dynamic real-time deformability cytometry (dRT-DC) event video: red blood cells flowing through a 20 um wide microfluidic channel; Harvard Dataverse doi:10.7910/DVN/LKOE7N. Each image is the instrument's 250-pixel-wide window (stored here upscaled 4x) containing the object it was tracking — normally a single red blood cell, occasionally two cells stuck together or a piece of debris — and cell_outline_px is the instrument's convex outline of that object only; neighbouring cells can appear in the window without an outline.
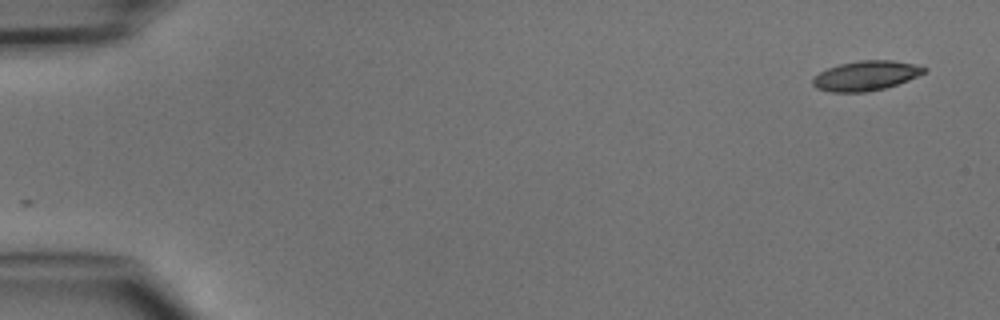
{"species": "common noctule bat (a hibernating species)", "species_latin": "Nyctalus noctula", "temperature_condition": "cold", "stored_images_in_passage": 6, "camera_frame_rate_fps": 3000, "um_per_image_px": 0.085, "animal": {"sex": "male", "body_mass_g": 15.6}, "frame": {"image": 1, "passage_image": 1, "time_ms": 0.0, "image_size_px": [1000, 320], "cell_outline_px": [[928, 68], [924, 72], [908, 80], [884, 88], [868, 92], [832, 92], [816, 88], [812, 84], [812, 76], [828, 68], [840, 64], [860, 60], [892, 60], [916, 64]], "centroid_in_image_um": [73.57, 6.43], "position_along_channel_um": 11.4, "area_um2": 19.25}}
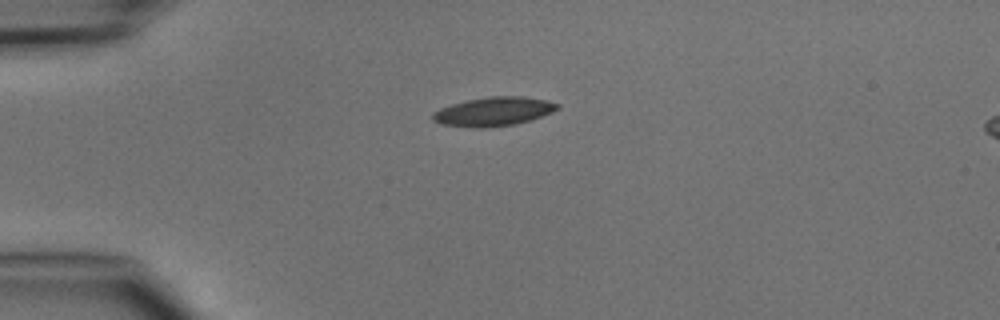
{"frame": {"image": 2, "passage_image": 3, "time_ms": 3.333, "image_size_px": [1000, 320], "cell_outline_px": [[560, 108], [552, 112], [516, 124], [488, 128], [480, 128], [440, 124], [432, 120], [432, 112], [440, 108], [452, 104], [468, 100], [488, 96], [524, 96], [548, 100], [560, 104]], "centroid_in_image_um": [41.95, 9.47], "position_along_channel_um": 43.0, "area_um2": 21.1}}